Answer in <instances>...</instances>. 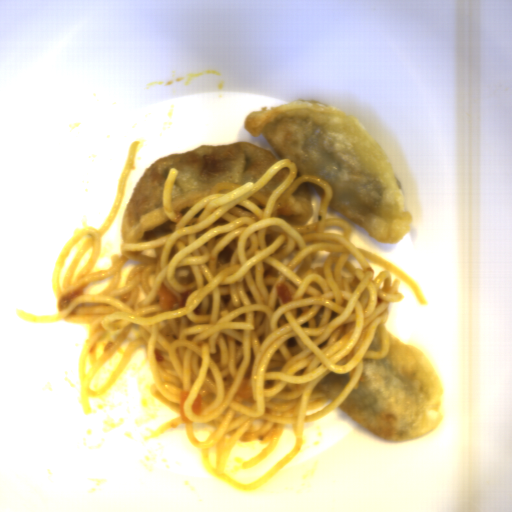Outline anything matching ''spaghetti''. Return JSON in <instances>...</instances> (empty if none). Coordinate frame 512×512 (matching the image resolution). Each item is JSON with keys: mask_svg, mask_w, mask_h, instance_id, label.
<instances>
[{"mask_svg": "<svg viewBox=\"0 0 512 512\" xmlns=\"http://www.w3.org/2000/svg\"><path fill=\"white\" fill-rule=\"evenodd\" d=\"M140 143L129 146L105 222L96 229L81 220L56 259L57 313L33 315L17 308L18 316L87 323L78 368L86 415L93 411L90 397L109 392L144 345L155 380L149 390L177 415L146 430L145 440L182 424L210 474L240 491L256 490L298 455L305 422L318 421L350 396L364 360L389 354L386 322L391 303L404 299L400 282L420 304L428 302L403 270L352 243L349 222L326 218L334 195L323 178L297 177L296 163L282 158L257 181L214 184L182 214L171 204L179 170L169 169L162 206L175 222L172 231L140 244L123 242L109 268L92 272ZM282 167L290 172L263 210L248 197ZM303 182L322 195L318 222L292 228L276 213ZM378 325L381 350L375 352L368 349ZM131 327L141 338L101 390L89 388ZM331 371L350 372L334 402L315 389ZM291 423L297 438L293 451L260 479L240 484L224 474L233 444L268 445L243 463L247 467L262 461L284 424Z\"/></svg>", "mask_w": 512, "mask_h": 512, "instance_id": "1", "label": "spaghetti"}]
</instances>
